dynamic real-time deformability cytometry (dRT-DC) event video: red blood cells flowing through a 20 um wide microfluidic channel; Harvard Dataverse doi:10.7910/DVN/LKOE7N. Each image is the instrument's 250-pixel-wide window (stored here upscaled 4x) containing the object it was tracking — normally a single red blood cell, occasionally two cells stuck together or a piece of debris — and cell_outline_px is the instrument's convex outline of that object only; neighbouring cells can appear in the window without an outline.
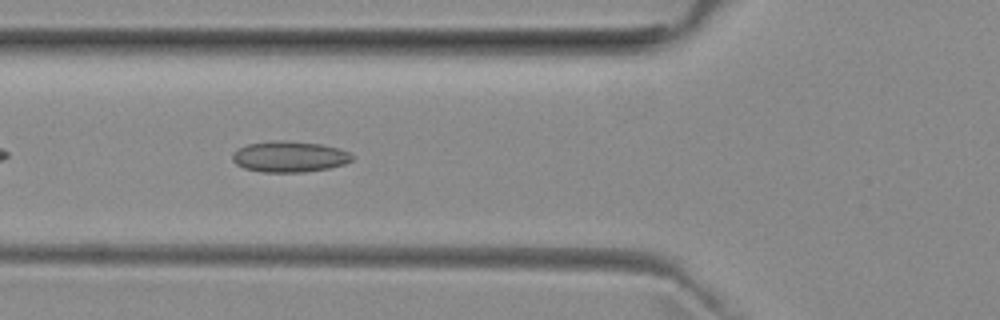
{"species": "common noctule bat (a hibernating species)", "species_latin": "Nyctalus noctula", "temperature_condition": "room temperature", "stored_images_in_passage": 39, "camera_frame_rate_fps": 3000, "um_per_image_px": 0.085, "animal": {"sex": "female", "body_mass_g": 29.2, "forearm_length_mm": 56.3}, "frame": {"image": 1, "passage_image": 6, "time_ms": 1.667, "image_size_px": [1000, 320], "cell_outline_px": [[352, 160], [344, 164], [328, 168], [304, 172], [264, 172], [244, 168], [236, 164], [232, 160], [232, 156], [240, 148], [248, 144], [272, 140], [284, 140], [320, 144], [340, 148], [348, 152], [352, 156]], "centroid_in_image_um": [24.61, 13.31], "position_along_channel_um": 101.2, "area_um2": 21.44}}
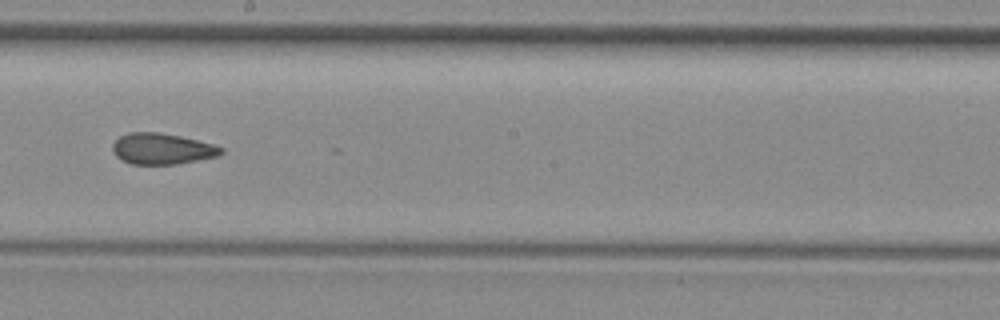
{"frame": {"image": 2, "passage_image": 16, "time_ms": 5.0, "image_size_px": [1000, 320], "cell_outline_px": [[224, 152], [220, 156], [176, 164], [132, 164], [120, 160], [116, 156], [112, 148], [112, 144], [120, 136], [128, 132], [156, 132], [180, 136], [212, 144], [224, 148]], "centroid_in_image_um": [13.77, 12.65], "position_along_channel_um": 234.4, "area_um2": 19.65}}
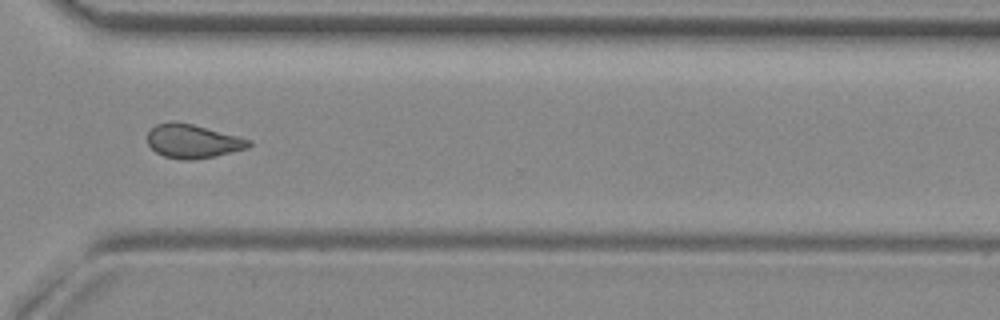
{"frame": {"image": 3, "passage_image": 25, "time_ms": 8.0, "image_size_px": [1000, 320], "cell_outline_px": [[252, 144], [248, 148], [212, 156], [192, 160], [180, 160], [164, 156], [156, 152], [148, 144], [148, 132], [156, 124], [168, 120], [176, 120], [192, 124], [252, 140]], "centroid_in_image_um": [16.35, 11.99], "position_along_channel_um": 354.2, "area_um2": 19.94}, "authors_computed_cell_mechanics": {"area_um2": 19.8832, "velocity_mm_per_s": 3.999, "shape_relaxation_time_tau1_ms": null, "shape_relaxation_time_tau2_ms": 3.0924, "deformation_change_tau1": null, "deformation_change_tau2": 0.0956}}